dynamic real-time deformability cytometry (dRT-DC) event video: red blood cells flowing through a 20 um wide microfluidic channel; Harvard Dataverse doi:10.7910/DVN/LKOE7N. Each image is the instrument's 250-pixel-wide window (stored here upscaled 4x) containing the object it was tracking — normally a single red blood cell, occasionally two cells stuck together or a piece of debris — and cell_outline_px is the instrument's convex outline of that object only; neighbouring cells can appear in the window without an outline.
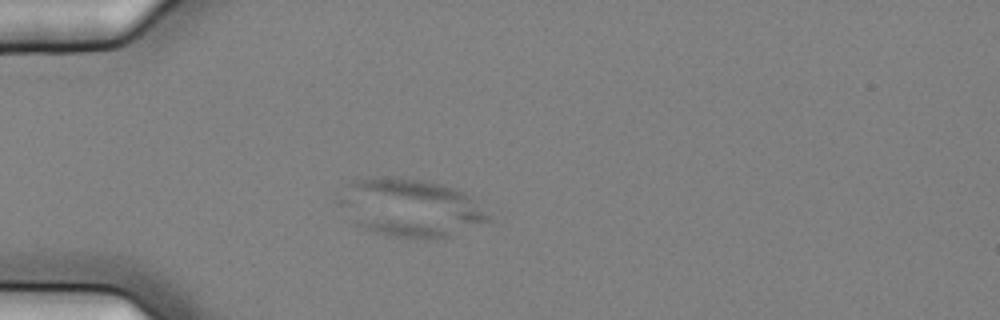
{"species": "common noctule bat (a hibernating species)", "species_latin": "Nyctalus noctula", "temperature_condition": "cold", "stored_images_in_passage": 41, "camera_frame_rate_fps": 3000, "um_per_image_px": 0.085, "animal": {"sex": "female", "body_mass_g": 25.1}, "frame": {"image": 1, "passage_image": 1, "time_ms": 0.0, "image_size_px": [1000, 320], "cell_outline_px": [[492, 220], [444, 240], [424, 240], [396, 236], [376, 232], [356, 224], [332, 200], [352, 180], [376, 176], [400, 176], [428, 180], [444, 184], [456, 188], [464, 192]], "centroid_in_image_um": [34.83, 17.64], "position_along_channel_um": 50.2, "area_um2": 51.44}}
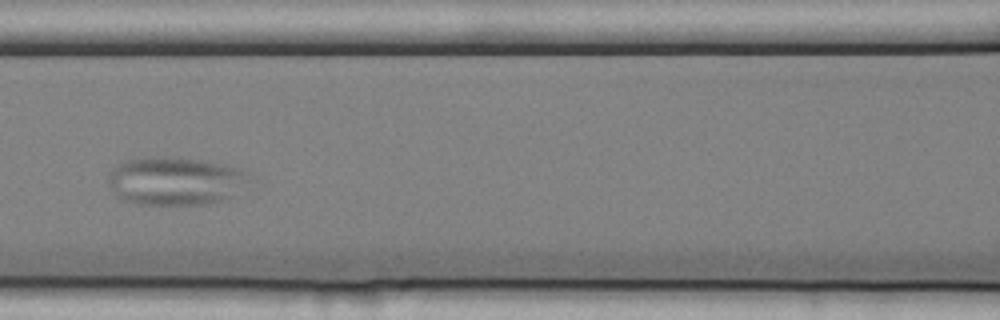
{"frame": {"image": 2, "passage_image": 11, "time_ms": 3.333, "image_size_px": [1000, 320], "cell_outline_px": [[248, 172], [228, 200], [208, 204], [140, 204], [124, 200], [116, 196], [108, 184], [108, 176], [120, 164], [128, 160], [160, 156], [164, 156], [200, 160], [240, 168]], "centroid_in_image_um": [14.83, 15.39], "position_along_channel_um": 151.8, "area_um2": 38.61}}
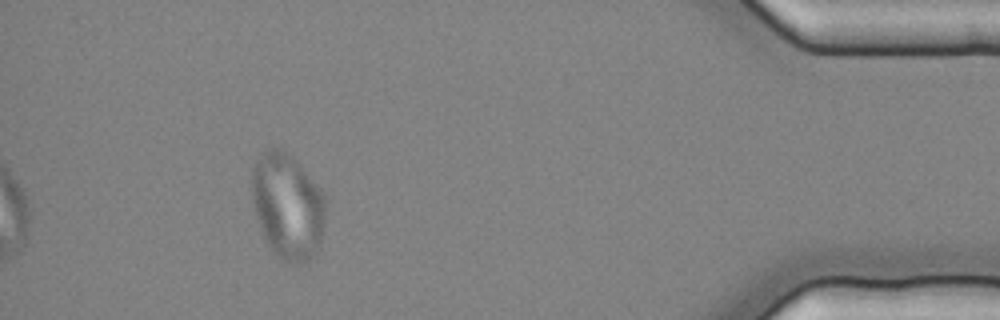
{"frame": {"image": 3, "passage_image": 37, "time_ms": 12.0, "image_size_px": [1000, 320], "cell_outline_px": [[328, 200], [324, 224], [320, 244], [312, 256], [308, 260], [300, 264], [292, 264], [284, 260], [264, 240], [256, 216], [252, 200], [252, 168], [256, 160], [268, 148], [280, 148], [288, 152], [300, 164], [324, 192]], "centroid_in_image_um": [24.47, 17.49], "position_along_channel_um": 410.7, "area_um2": 45.84}}